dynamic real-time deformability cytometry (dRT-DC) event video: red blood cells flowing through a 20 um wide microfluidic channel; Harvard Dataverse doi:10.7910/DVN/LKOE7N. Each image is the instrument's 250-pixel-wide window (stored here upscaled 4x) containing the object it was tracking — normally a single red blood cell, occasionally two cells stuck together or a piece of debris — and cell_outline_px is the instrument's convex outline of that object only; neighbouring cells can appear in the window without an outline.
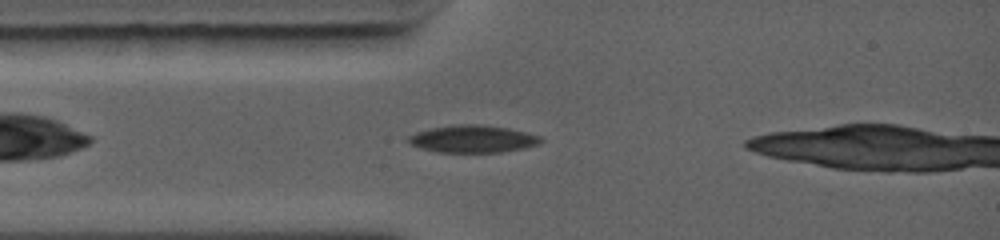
{"species": "common noctule bat (a hibernating species)", "species_latin": "Nyctalus noctula", "temperature_condition": "warm", "stored_images_in_passage": 43, "camera_frame_rate_fps": 5000, "um_per_image_px": 0.085, "animal": {"sex": "female", "body_mass_g": 19.0, "forearm_length_mm": 56.7}, "frame": {"image": 1, "passage_image": 1, "time_ms": 0.0, "image_size_px": [1000, 240], "cell_outline_px": [[544, 140], [540, 144], [524, 148], [500, 152], [436, 152], [420, 148], [408, 144], [408, 136], [416, 132], [432, 128], [452, 124], [480, 124], [508, 128], [540, 136]], "centroid_in_image_um": [40.17, 11.81], "position_along_channel_um": 44.8, "area_um2": 21.21}}
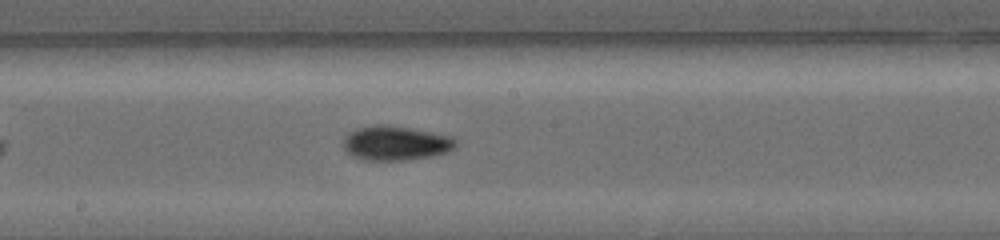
{"frame": {"image": 2, "passage_image": 20, "time_ms": 3.8, "image_size_px": [1000, 240], "cell_outline_px": [[456, 148], [448, 152], [432, 156], [404, 160], [364, 160], [352, 156], [344, 148], [344, 136], [348, 132], [356, 128], [376, 124], [392, 124], [452, 136], [456, 140]], "centroid_in_image_um": [33.64, 12.15], "position_along_channel_um": 214.6, "area_um2": 22.89}}
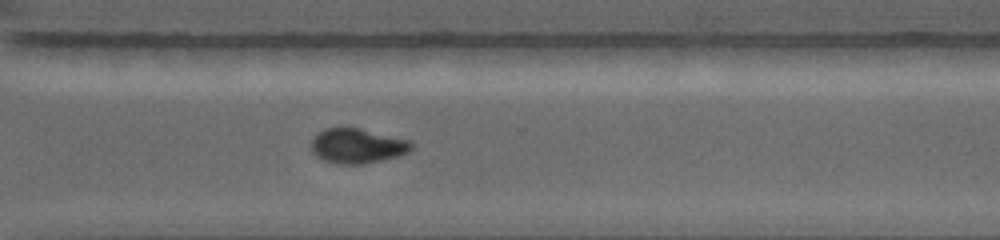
{"frame": {"image": 3, "passage_image": 34, "time_ms": 6.6, "image_size_px": [1000, 240], "cell_outline_px": [[412, 148], [408, 152], [400, 156], [364, 164], [340, 164], [324, 160], [316, 156], [312, 152], [312, 140], [320, 132], [328, 128], [360, 128], [408, 140], [412, 144]], "centroid_in_image_um": [30.39, 12.42], "position_along_channel_um": 340.2, "area_um2": 20.06}, "authors_computed_cell_mechanics": {"area_um2": 21.4438, "velocity_mm_per_s": 4.487, "shape_relaxation_time_tau1_ms": 3.8882, "shape_relaxation_time_tau2_ms": 1.205, "deformation_change_tau1": 0.1582, "deformation_change_tau2": 0.0322}}